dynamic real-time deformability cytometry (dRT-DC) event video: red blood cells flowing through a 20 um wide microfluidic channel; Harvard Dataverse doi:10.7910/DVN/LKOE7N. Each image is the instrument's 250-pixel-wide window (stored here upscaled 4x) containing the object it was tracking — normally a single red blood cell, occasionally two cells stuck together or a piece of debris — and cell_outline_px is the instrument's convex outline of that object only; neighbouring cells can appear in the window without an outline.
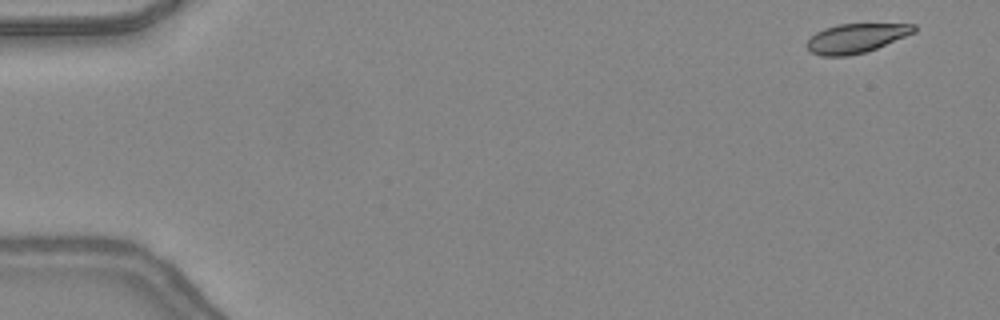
{"species": "common noctule bat (a hibernating species)", "species_latin": "Nyctalus noctula", "temperature_condition": "warm", "stored_images_in_passage": 47, "camera_frame_rate_fps": 3000, "um_per_image_px": 0.085, "animal": {"sex": "female", "body_mass_g": 24.6, "forearm_length_mm": 56.2}, "frame": {"image": 1, "passage_image": 2, "time_ms": 0.333, "image_size_px": [1000, 320], "cell_outline_px": [[916, 32], [876, 48], [864, 52], [848, 56], [820, 56], [812, 52], [808, 48], [808, 40], [816, 32], [824, 28], [836, 24], [916, 24]], "centroid_in_image_um": [72.77, 3.24], "position_along_channel_um": 12.2, "area_um2": 18.09}}
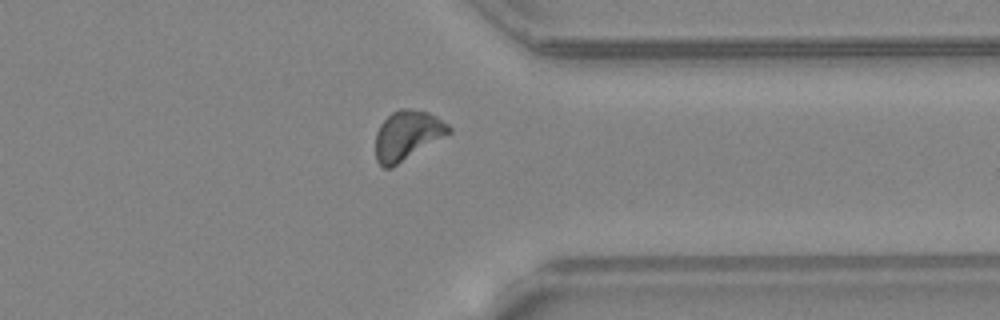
{"frame": {"image": 2, "passage_image": 37, "time_ms": 12.0, "image_size_px": [1000, 320], "cell_outline_px": [[452, 132], [392, 168], [384, 168], [376, 160], [376, 132], [380, 124], [392, 112], [400, 108], [408, 108], [428, 112], [436, 116], [448, 124], [452, 128]], "centroid_in_image_um": [34.62, 11.5], "position_along_channel_um": 376.8, "area_um2": 21.15}}
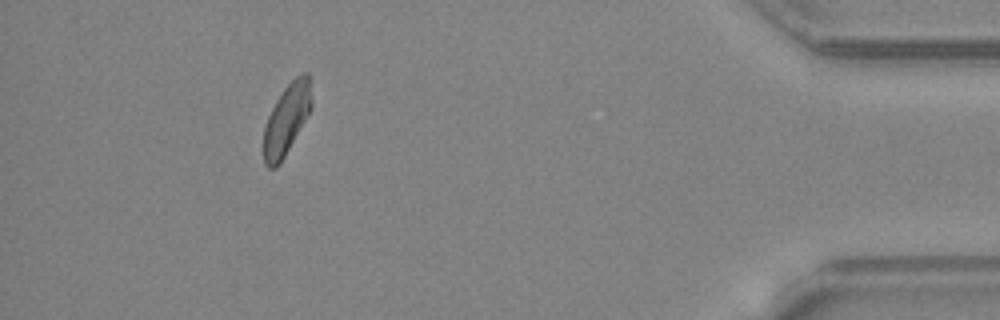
{"frame": {"image": 3, "passage_image": 43, "time_ms": 14.0, "image_size_px": [1000, 320], "cell_outline_px": [[312, 108], [280, 164], [276, 168], [268, 168], [264, 164], [264, 128], [268, 116], [276, 100], [284, 88], [296, 76], [304, 72], [308, 72], [312, 100]], "centroid_in_image_um": [24.36, 10.15], "position_along_channel_um": 410.8, "area_um2": 19.59}}